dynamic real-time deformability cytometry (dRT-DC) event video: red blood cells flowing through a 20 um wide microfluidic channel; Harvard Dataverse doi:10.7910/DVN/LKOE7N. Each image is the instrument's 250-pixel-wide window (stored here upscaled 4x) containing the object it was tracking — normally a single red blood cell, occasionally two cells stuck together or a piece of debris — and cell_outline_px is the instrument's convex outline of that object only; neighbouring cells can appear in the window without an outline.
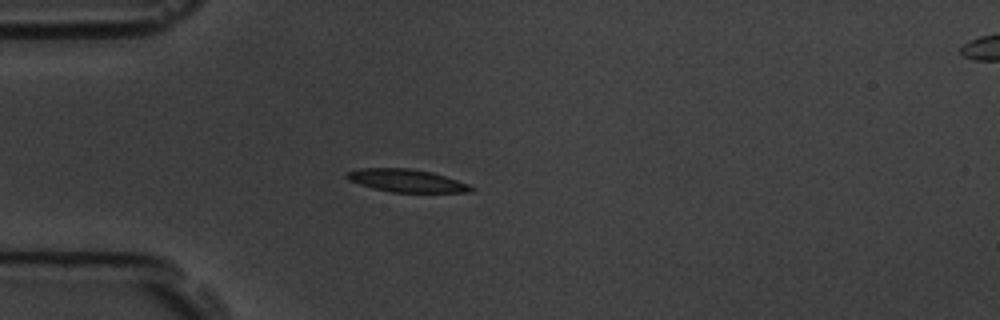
{"species": "common noctule bat (a hibernating species)", "species_latin": "Nyctalus noctula", "temperature_condition": "room temperature", "stored_images_in_passage": 5, "camera_frame_rate_fps": 3000, "um_per_image_px": 0.085, "animal": {"sex": "male", "body_mass_g": 19.5, "forearm_length_mm": 54.6}, "frame": {"image": 1, "passage_image": 4, "time_ms": 1.0, "image_size_px": [1000, 320], "cell_outline_px": [[476, 188], [472, 192], [392, 192], [372, 188], [348, 180], [344, 176], [348, 172], [360, 168], [408, 168], [432, 172], [468, 184]], "centroid_in_image_um": [34.55, 15.35], "position_along_channel_um": 50.5, "area_um2": 16.42}}